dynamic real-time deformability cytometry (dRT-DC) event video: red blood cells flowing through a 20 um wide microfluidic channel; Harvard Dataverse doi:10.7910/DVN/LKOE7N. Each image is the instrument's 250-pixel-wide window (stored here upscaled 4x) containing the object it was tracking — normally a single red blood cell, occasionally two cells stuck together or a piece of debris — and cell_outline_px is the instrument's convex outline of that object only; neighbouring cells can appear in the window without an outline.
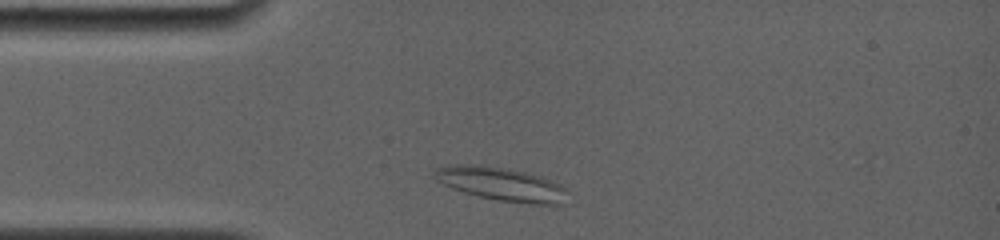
{"species": "common noctule bat (a hibernating species)", "species_latin": "Nyctalus noctula", "temperature_condition": "room temperature", "stored_images_in_passage": 35, "camera_frame_rate_fps": 4000, "um_per_image_px": 0.085, "animal": {"sex": "female", "body_mass_g": 19.0, "forearm_length_mm": 56.7}, "frame": {"image": 1, "passage_image": 2, "time_ms": 0.25, "image_size_px": [1000, 240], "cell_outline_px": [[568, 188], [560, 204], [528, 204], [500, 200], [480, 196], [464, 192], [452, 188], [436, 180], [432, 176], [432, 172], [436, 168], [444, 164], [472, 164], [500, 168], [524, 172], [540, 176], [560, 184]], "centroid_in_image_um": [42.54, 15.63], "position_along_channel_um": 42.5, "area_um2": 25.66}}
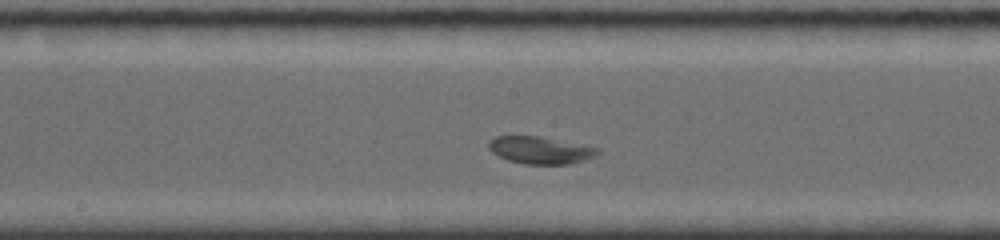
{"frame": {"image": 2, "passage_image": 14, "time_ms": 5.0, "image_size_px": [1000, 240], "cell_outline_px": [[600, 152], [596, 156], [584, 160], [568, 164], [524, 164], [508, 160], [492, 152], [488, 148], [488, 140], [496, 136], [540, 136], [600, 148]], "centroid_in_image_um": [45.92, 12.76], "position_along_channel_um": 202.3, "area_um2": 17.34}}
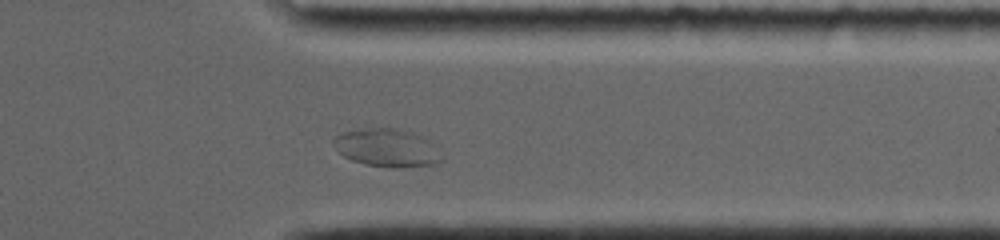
{"frame": {"image": 3, "passage_image": 31, "time_ms": 9.75, "image_size_px": [1000, 240], "cell_outline_px": [[444, 160], [436, 164], [396, 168], [392, 168], [364, 164], [352, 160], [344, 156], [332, 144], [332, 140], [336, 136], [344, 132], [368, 128], [396, 128], [412, 132], [420, 136]], "centroid_in_image_um": [32.82, 12.58], "position_along_channel_um": 378.6, "area_um2": 23.35}}